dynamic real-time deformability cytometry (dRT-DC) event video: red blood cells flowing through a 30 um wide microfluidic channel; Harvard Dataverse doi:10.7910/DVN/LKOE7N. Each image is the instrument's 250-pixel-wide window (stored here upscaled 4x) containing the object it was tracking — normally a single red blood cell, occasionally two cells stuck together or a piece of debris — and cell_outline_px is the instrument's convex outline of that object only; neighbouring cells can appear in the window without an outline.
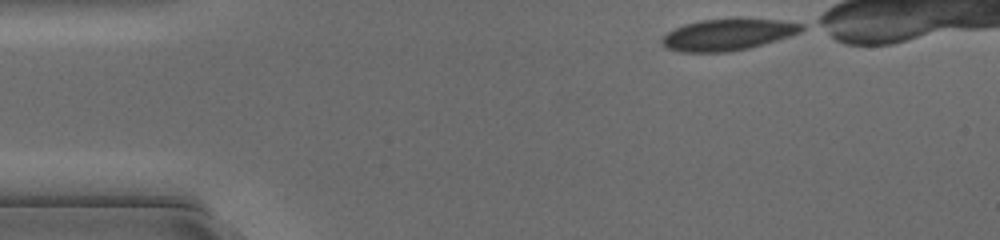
{"species": "common noctule bat (a hibernating species)", "species_latin": "Nyctalus noctula", "temperature_condition": "cold", "stored_images_in_passage": 35, "camera_frame_rate_fps": 3000, "um_per_image_px": 0.085, "animal": {"sex": "female", "body_mass_g": 17.0, "forearm_length_mm": 48.0}, "frame": {"image": 1, "passage_image": 1, "time_ms": 0.0, "image_size_px": [1000, 240], "cell_outline_px": [[800, 28], [792, 32], [756, 44], [740, 48], [676, 48], [668, 44], [664, 40], [672, 32], [680, 28], [692, 24], [712, 20], [760, 20], [796, 24]], "centroid_in_image_um": [61.87, 2.87], "position_along_channel_um": 23.1, "area_um2": 20.35}}
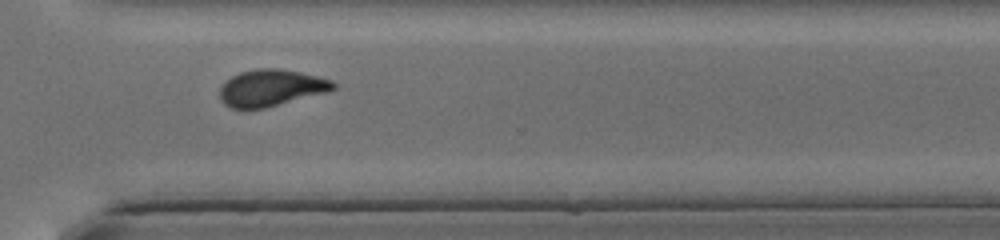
{"frame": {"image": 2, "passage_image": 29, "time_ms": 9.333, "image_size_px": [1000, 240], "cell_outline_px": [[332, 88], [260, 108], [236, 108], [228, 104], [224, 100], [220, 92], [224, 84], [228, 80], [244, 72], [292, 72], [328, 80], [332, 84]], "centroid_in_image_um": [22.92, 7.52], "position_along_channel_um": 347.7, "area_um2": 20.75}}
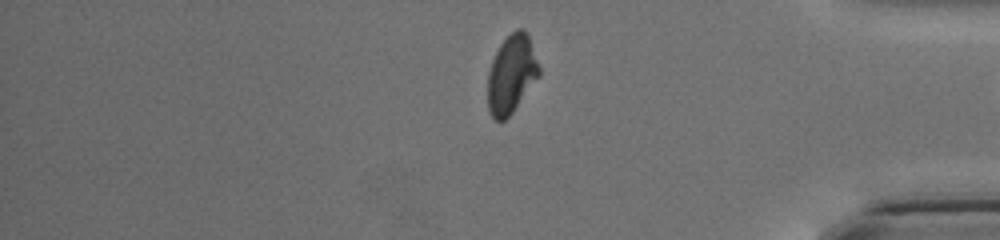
{"frame": {"image": 3, "passage_image": 34, "time_ms": 11.0, "image_size_px": [1000, 240], "cell_outline_px": [[540, 72], [508, 116], [504, 120], [496, 120], [492, 116], [488, 104], [488, 80], [492, 64], [504, 40], [512, 32], [524, 32], [528, 40]], "centroid_in_image_um": [43.43, 6.37], "position_along_channel_um": 391.8, "area_um2": 21.33}}